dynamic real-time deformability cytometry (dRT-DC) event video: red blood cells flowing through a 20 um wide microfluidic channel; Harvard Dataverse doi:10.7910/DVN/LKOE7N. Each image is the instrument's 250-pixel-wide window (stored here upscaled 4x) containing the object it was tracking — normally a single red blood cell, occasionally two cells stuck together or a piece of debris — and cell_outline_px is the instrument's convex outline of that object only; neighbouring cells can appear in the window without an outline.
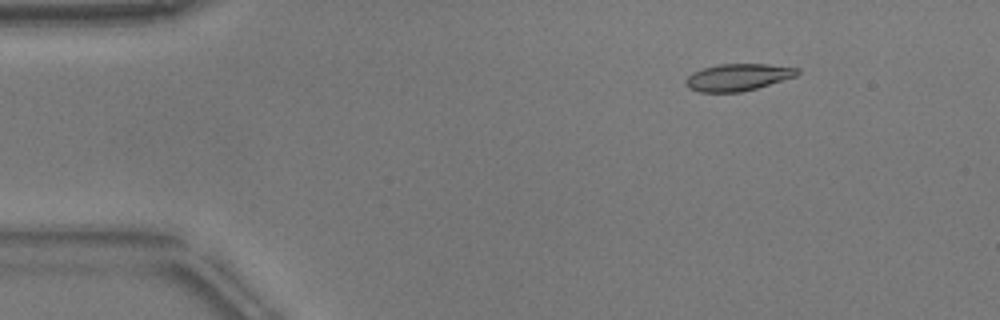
{"species": "common noctule bat (a hibernating species)", "species_latin": "Nyctalus noctula", "temperature_condition": "warm", "stored_images_in_passage": 49, "camera_frame_rate_fps": 3000, "um_per_image_px": 0.085, "animal": {"sex": "male", "body_mass_g": 17.9}, "frame": {"image": 1, "passage_image": 4, "time_ms": 1.0, "image_size_px": [1000, 320], "cell_outline_px": [[800, 72], [796, 76], [756, 88], [740, 92], [700, 92], [688, 88], [684, 84], [684, 80], [692, 72], [704, 68], [720, 64], [768, 64], [800, 68]], "centroid_in_image_um": [62.7, 6.56], "position_along_channel_um": 22.3, "area_um2": 17.57}}
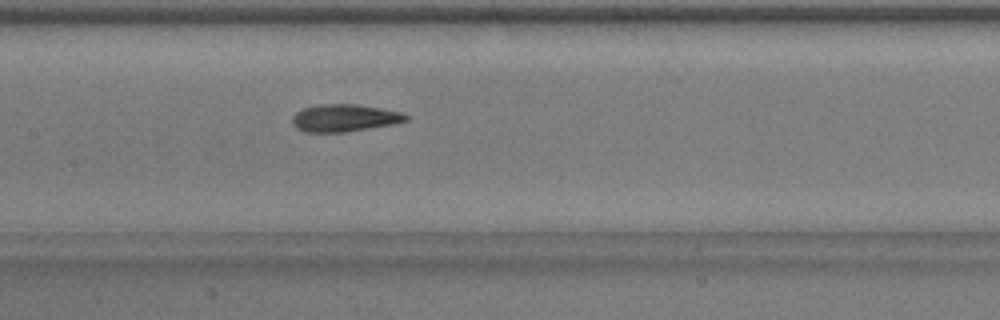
{"frame": {"image": 2, "passage_image": 22, "time_ms": 7.0, "image_size_px": [1000, 320], "cell_outline_px": [[408, 120], [392, 124], [344, 132], [304, 132], [296, 128], [292, 124], [292, 116], [296, 112], [304, 108], [320, 104], [356, 104], [404, 112], [408, 116]], "centroid_in_image_um": [29.26, 10.02], "position_along_channel_um": 178.1, "area_um2": 18.09}}
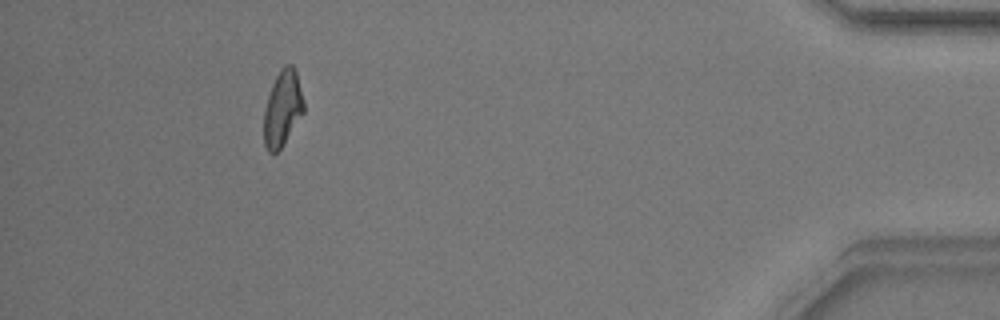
{"frame": {"image": 3, "passage_image": 45, "time_ms": 14.667, "image_size_px": [1000, 320], "cell_outline_px": [[304, 112], [280, 148], [276, 152], [268, 152], [264, 144], [264, 108], [272, 84], [280, 68], [284, 64], [292, 64], [296, 72], [304, 100]], "centroid_in_image_um": [24.01, 9.18], "position_along_channel_um": 411.2, "area_um2": 17.46}, "authors_computed_cell_mechanics": {"area_um2": 18.0336, "velocity_mm_per_s": 3.826, "shape_relaxation_time_tau1_ms": 3.9453, "shape_relaxation_time_tau2_ms": 3.6162, "deformation_change_tau1": 0.1528, "deformation_change_tau2": 0.1214}}